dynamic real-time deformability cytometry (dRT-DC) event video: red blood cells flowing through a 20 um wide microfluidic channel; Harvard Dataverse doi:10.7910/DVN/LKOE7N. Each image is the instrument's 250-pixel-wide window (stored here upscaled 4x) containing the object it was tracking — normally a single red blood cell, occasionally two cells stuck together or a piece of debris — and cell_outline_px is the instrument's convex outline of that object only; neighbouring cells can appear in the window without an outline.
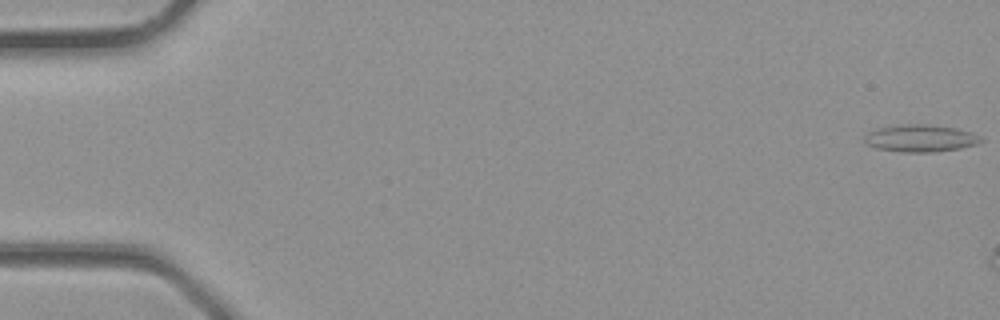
{"species": "common noctule bat (a hibernating species)", "species_latin": "Nyctalus noctula", "temperature_condition": "room temperature", "stored_images_in_passage": 3, "segment_of_instrument_passage": [2, 2], "camera_frame_rate_fps": 3000, "um_per_image_px": 0.085, "animal": {"sex": "male", "body_mass_g": 23.1, "forearm_length_mm": 52.7}, "frame": {"image": 1, "passage_image": 3, "time_ms": 0.667, "image_size_px": [1000, 320], "cell_outline_px": [[984, 140], [976, 144], [960, 148], [936, 152], [900, 152], [876, 148], [868, 144], [864, 140], [864, 136], [868, 132], [876, 128], [900, 124], [924, 124], [956, 128], [972, 132], [980, 136]], "centroid_in_image_um": [78.23, 11.75], "position_along_channel_um": 6.8, "area_um2": 18.55}}